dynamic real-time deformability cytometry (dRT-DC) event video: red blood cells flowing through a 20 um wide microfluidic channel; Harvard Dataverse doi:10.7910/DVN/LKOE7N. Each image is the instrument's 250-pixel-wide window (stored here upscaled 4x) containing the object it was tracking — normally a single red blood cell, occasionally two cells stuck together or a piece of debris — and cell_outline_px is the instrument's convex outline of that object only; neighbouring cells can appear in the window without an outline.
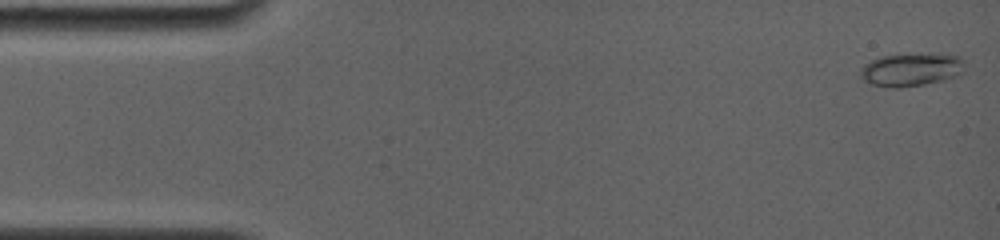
{"species": "common noctule bat (a hibernating species)", "species_latin": "Nyctalus noctula", "temperature_condition": "room temperature", "stored_images_in_passage": 12, "camera_frame_rate_fps": 4000, "um_per_image_px": 0.085, "animal": {"sex": "female", "body_mass_g": 19.0, "forearm_length_mm": 56.7}, "frame": {"image": 1, "passage_image": 1, "time_ms": 0.0, "image_size_px": [1000, 240], "cell_outline_px": [[956, 60], [944, 76], [936, 80], [920, 84], [872, 84], [860, 76], [864, 68], [872, 60], [884, 56], [952, 56]], "centroid_in_image_um": [77.08, 5.91], "position_along_channel_um": 7.9, "area_um2": 15.95}}
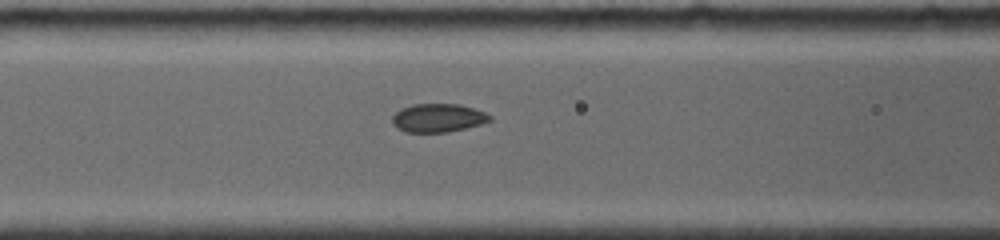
{"frame": {"image": 2, "passage_image": 9, "time_ms": 6.25, "image_size_px": [1000, 240], "cell_outline_px": [[492, 120], [480, 124], [448, 132], [404, 132], [392, 124], [392, 116], [400, 108], [412, 104], [460, 104], [484, 112], [492, 116]], "centroid_in_image_um": [37.2, 10.02], "position_along_channel_um": 129.4, "area_um2": 16.18}}
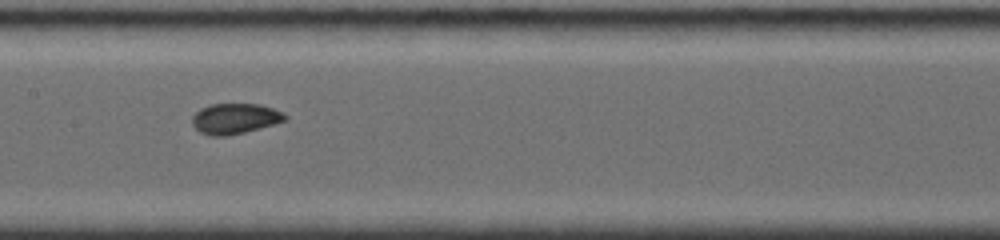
{"frame": {"image": 3, "passage_image": 11, "time_ms": 7.75, "image_size_px": [1000, 240], "cell_outline_px": [[288, 120], [244, 132], [228, 136], [208, 136], [200, 132], [192, 124], [192, 116], [200, 108], [208, 104], [260, 104], [284, 112], [288, 116]], "centroid_in_image_um": [19.97, 10.08], "position_along_channel_um": 187.4, "area_um2": 16.65}}